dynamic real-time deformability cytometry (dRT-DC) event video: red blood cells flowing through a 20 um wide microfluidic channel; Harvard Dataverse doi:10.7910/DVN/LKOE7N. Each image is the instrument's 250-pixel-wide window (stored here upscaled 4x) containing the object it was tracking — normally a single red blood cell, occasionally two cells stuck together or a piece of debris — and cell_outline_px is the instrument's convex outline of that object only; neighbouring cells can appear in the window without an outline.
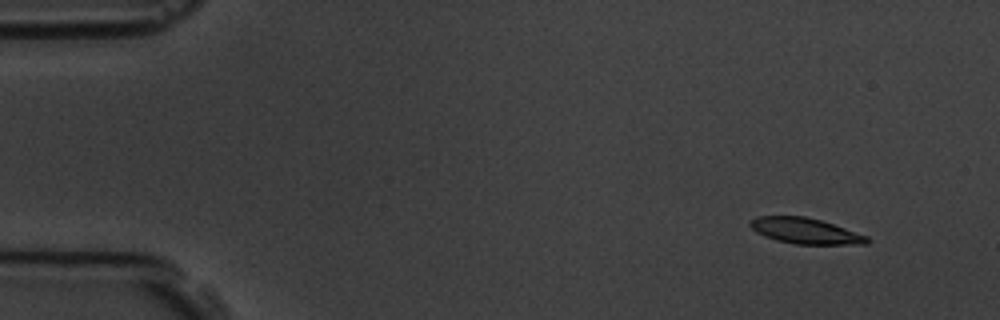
{"species": "common noctule bat (a hibernating species)", "species_latin": "Nyctalus noctula", "temperature_condition": "room temperature", "stored_images_in_passage": 5, "camera_frame_rate_fps": 3000, "um_per_image_px": 0.085, "animal": {"sex": "male", "body_mass_g": 19.5, "forearm_length_mm": 54.6}, "frame": {"image": 1, "passage_image": 2, "time_ms": 1.333, "image_size_px": [1000, 320], "cell_outline_px": [[872, 240], [868, 244], [796, 244], [776, 240], [764, 236], [756, 232], [748, 224], [756, 216], [804, 216], [820, 220], [868, 236]], "centroid_in_image_um": [68.46, 19.63], "position_along_channel_um": 16.5, "area_um2": 17.46}}
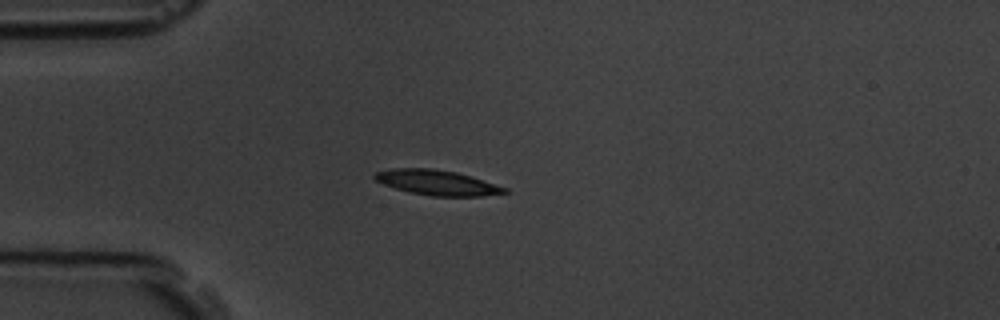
{"frame": {"image": 2, "passage_image": 5, "time_ms": 4.667, "image_size_px": [1000, 320], "cell_outline_px": [[508, 192], [480, 196], [432, 196], [408, 192], [384, 184], [376, 180], [372, 176], [376, 172], [392, 168], [432, 168], [456, 172], [472, 176], [508, 188]], "centroid_in_image_um": [37.15, 15.51], "position_along_channel_um": 47.8, "area_um2": 18.96}}